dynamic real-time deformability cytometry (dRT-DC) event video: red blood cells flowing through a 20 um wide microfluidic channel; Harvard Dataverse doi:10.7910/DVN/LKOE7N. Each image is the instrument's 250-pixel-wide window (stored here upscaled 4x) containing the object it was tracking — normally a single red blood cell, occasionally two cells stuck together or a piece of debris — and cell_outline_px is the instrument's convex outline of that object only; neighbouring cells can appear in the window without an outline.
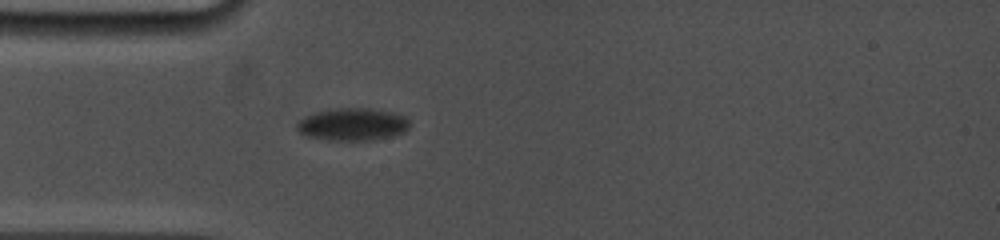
{"species": "common noctule bat (a hibernating species)", "species_latin": "Nyctalus noctula", "temperature_condition": "cold", "stored_images_in_passage": 13, "camera_frame_rate_fps": 5000, "um_per_image_px": 0.085, "animal": {"sex": "female", "body_mass_g": 19.0, "forearm_length_mm": 53.3}, "frame": {"image": 1, "passage_image": 2, "time_ms": 0.4, "image_size_px": [1000, 240], "cell_outline_px": [[408, 128], [404, 132], [392, 136], [376, 140], [328, 140], [304, 136], [296, 128], [296, 124], [304, 116], [316, 112], [332, 108], [372, 108], [392, 112], [408, 116]], "centroid_in_image_um": [29.97, 10.56], "position_along_channel_um": 55.0, "area_um2": 21.62}}
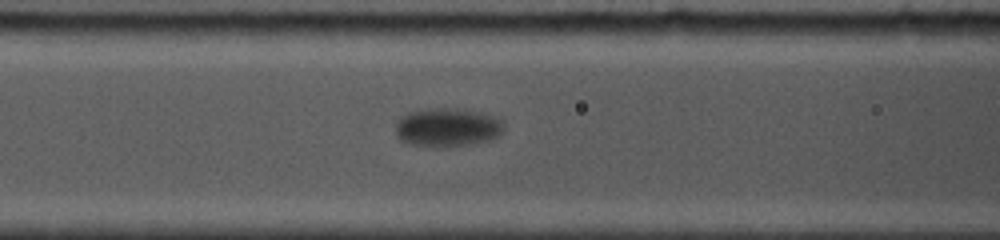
{"frame": {"image": 2, "passage_image": 8, "time_ms": 2.8, "image_size_px": [1000, 240], "cell_outline_px": [[504, 128], [500, 136], [492, 140], [444, 148], [440, 148], [408, 144], [400, 140], [396, 132], [396, 120], [400, 116], [408, 112], [428, 108], [456, 108], [480, 112], [492, 116], [500, 120], [504, 124]], "centroid_in_image_um": [38.01, 10.84], "position_along_channel_um": 128.6, "area_um2": 24.85}}
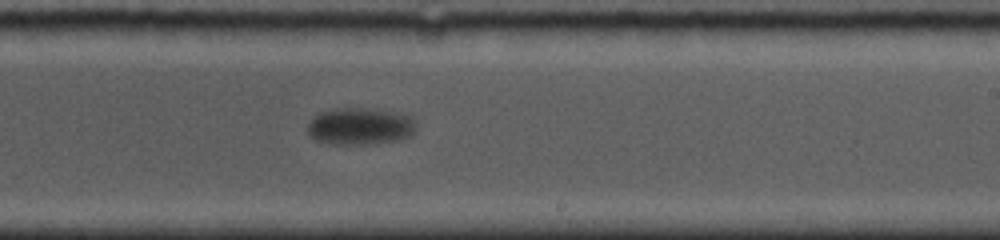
{"frame": {"image": 3, "passage_image": 13, "time_ms": 6.8, "image_size_px": [1000, 240], "cell_outline_px": [[416, 128], [412, 136], [400, 140], [360, 144], [328, 144], [316, 140], [308, 132], [308, 124], [316, 116], [324, 112], [336, 108], [364, 108], [412, 116]], "centroid_in_image_um": [30.63, 10.75], "position_along_channel_um": 258.4, "area_um2": 23.0}}